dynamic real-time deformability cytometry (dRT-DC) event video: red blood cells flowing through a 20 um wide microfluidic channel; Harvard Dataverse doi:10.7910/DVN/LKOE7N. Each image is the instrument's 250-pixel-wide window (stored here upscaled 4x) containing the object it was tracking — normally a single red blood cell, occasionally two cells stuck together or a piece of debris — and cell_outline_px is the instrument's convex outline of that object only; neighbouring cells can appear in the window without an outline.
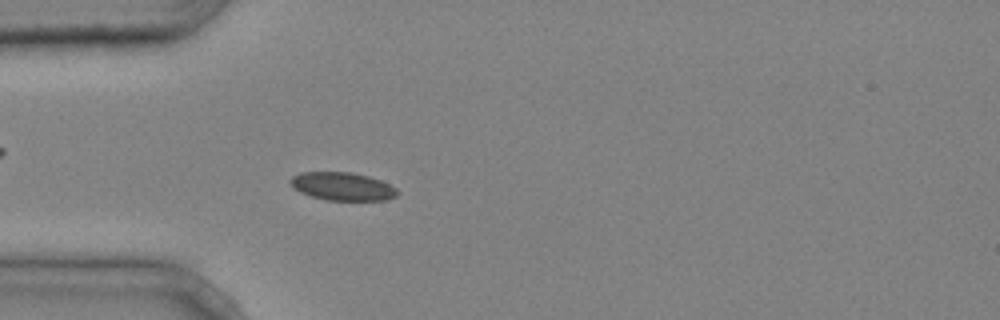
{"species": "common noctule bat (a hibernating species)", "species_latin": "Nyctalus noctula", "temperature_condition": "cold", "stored_images_in_passage": 4, "camera_frame_rate_fps": 3000, "um_per_image_px": 0.085, "animal": {"sex": "male", "body_mass_g": 20.4}, "frame": {"image": 1, "passage_image": 4, "time_ms": 1.0, "image_size_px": [1000, 320], "cell_outline_px": [[400, 192], [396, 196], [388, 200], [324, 200], [300, 192], [288, 180], [292, 176], [300, 172], [352, 172], [368, 176], [380, 180], [396, 188]], "centroid_in_image_um": [29.12, 15.84], "position_along_channel_um": 55.9, "area_um2": 17.51}}